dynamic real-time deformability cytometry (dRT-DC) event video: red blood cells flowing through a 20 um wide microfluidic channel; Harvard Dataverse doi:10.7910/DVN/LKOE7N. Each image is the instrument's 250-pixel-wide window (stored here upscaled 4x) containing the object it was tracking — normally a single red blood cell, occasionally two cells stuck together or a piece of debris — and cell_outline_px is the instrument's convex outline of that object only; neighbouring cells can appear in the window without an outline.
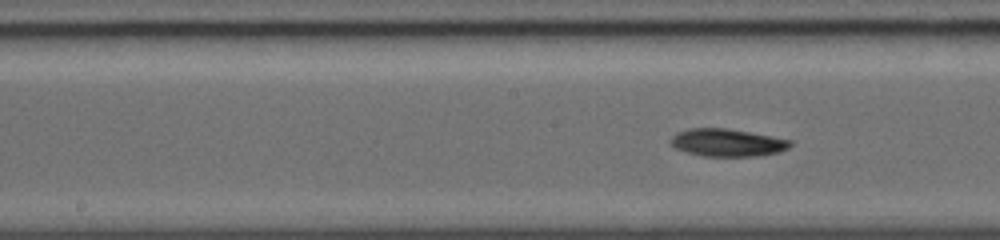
{"species": "common noctule bat (a hibernating species)", "species_latin": "Nyctalus noctula", "temperature_condition": "warm", "stored_images_in_passage": 41, "segment_of_instrument_passage": [1, 2], "camera_frame_rate_fps": 5000, "um_per_image_px": 0.085, "animal": {"sex": "female", "body_mass_g": 19.0, "forearm_length_mm": 56.7}, "frame": {"image": 1, "passage_image": 13, "time_ms": 3.4, "image_size_px": [1000, 240], "cell_outline_px": [[792, 144], [788, 148], [780, 152], [756, 156], [704, 156], [688, 152], [676, 148], [668, 140], [676, 132], [688, 128], [728, 128], [772, 136], [792, 140]], "centroid_in_image_um": [61.82, 12.11], "position_along_channel_um": 186.4, "area_um2": 19.31}}
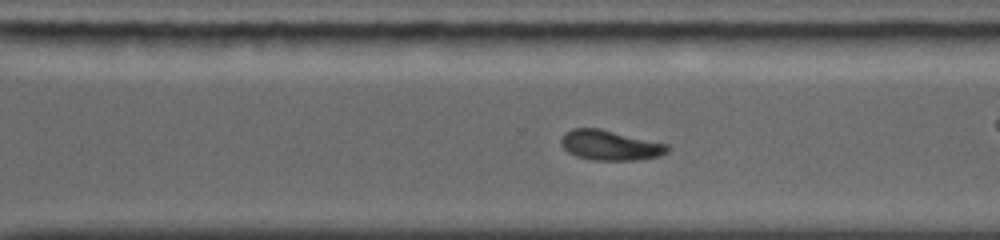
{"frame": {"image": 2, "passage_image": 27, "time_ms": 6.4, "image_size_px": [1000, 240], "cell_outline_px": [[672, 148], [668, 152], [660, 156], [640, 160], [592, 160], [576, 156], [568, 152], [560, 144], [560, 140], [564, 132], [572, 128], [600, 128], [668, 144]], "centroid_in_image_um": [51.87, 12.35], "position_along_channel_um": 318.7, "area_um2": 18.9}}
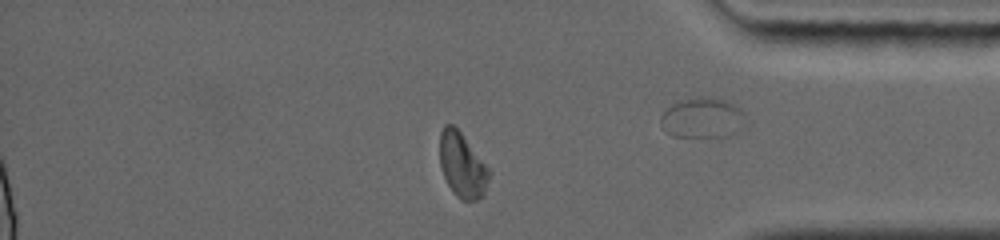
{"frame": {"image": 3, "passage_image": 36, "time_ms": 8.6, "image_size_px": [1000, 240], "cell_outline_px": [[492, 172], [484, 196], [476, 200], [460, 200], [452, 192], [444, 176], [440, 164], [440, 132], [444, 124], [452, 124], [460, 132]], "centroid_in_image_um": [39.31, 14.07], "position_along_channel_um": 395.9, "area_um2": 18.67}}